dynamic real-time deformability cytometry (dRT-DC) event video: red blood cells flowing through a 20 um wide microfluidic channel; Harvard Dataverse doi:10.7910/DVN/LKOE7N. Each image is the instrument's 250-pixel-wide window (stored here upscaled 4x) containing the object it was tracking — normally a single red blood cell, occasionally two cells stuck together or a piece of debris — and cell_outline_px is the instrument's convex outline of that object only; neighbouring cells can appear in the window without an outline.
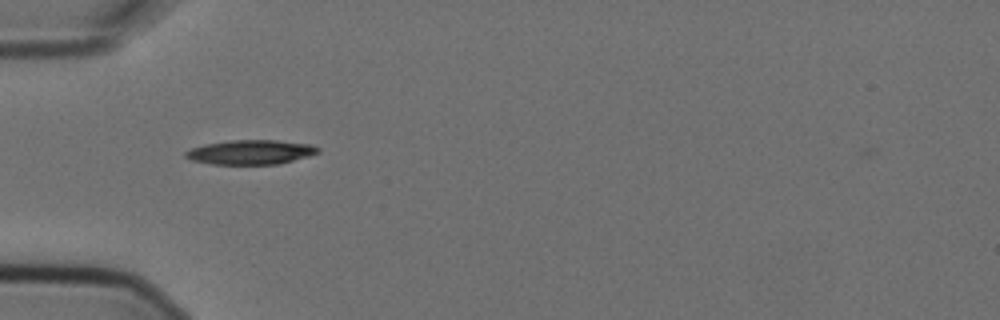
{"species": "Egyptian fruit bat (a non-hibernating species)", "species_latin": "Rousettus aegyptiacus", "temperature_condition": "cold", "stored_images_in_passage": 1, "camera_frame_rate_fps": 3000, "um_per_image_px": 0.085, "animal": {"sex": "female"}, "frame": {"image": 1, "passage_image": 1, "time_ms": 0.0, "image_size_px": [1000, 320], "cell_outline_px": [[320, 152], [308, 156], [276, 164], [212, 164], [192, 160], [184, 156], [184, 152], [192, 148], [204, 144], [232, 140], [276, 140], [312, 144], [320, 148]], "centroid_in_image_um": [21.31, 12.92], "position_along_channel_um": 63.7, "area_um2": 18.79}}